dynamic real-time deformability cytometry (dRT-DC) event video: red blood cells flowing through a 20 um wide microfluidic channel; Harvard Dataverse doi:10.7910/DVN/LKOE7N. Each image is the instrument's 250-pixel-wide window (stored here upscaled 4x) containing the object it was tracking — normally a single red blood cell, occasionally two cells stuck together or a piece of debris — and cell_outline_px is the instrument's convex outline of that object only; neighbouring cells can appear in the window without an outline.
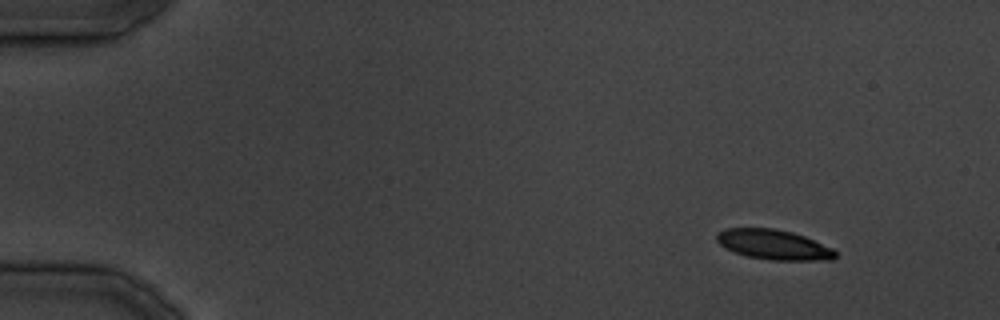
{"species": "common noctule bat (a hibernating species)", "species_latin": "Nyctalus noctula", "temperature_condition": "cold", "stored_images_in_passage": 34, "camera_frame_rate_fps": 3000, "um_per_image_px": 0.085, "animal": {"sex": "male", "body_mass_g": 19.5, "forearm_length_mm": 54.6}, "frame": {"image": 1, "passage_image": 1, "time_ms": 0.0, "image_size_px": [1000, 320], "cell_outline_px": [[836, 256], [832, 260], [772, 260], [748, 256], [724, 248], [716, 240], [716, 232], [724, 228], [772, 228], [792, 232], [804, 236], [832, 248], [836, 252]], "centroid_in_image_um": [65.73, 20.78], "position_along_channel_um": 19.3, "area_um2": 20.63}}
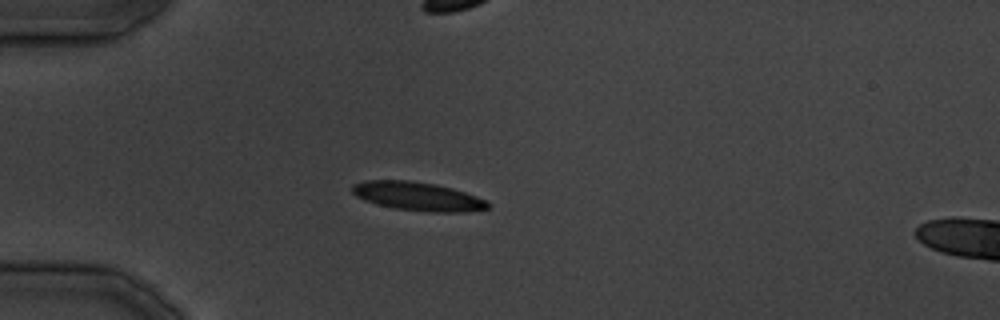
{"frame": {"image": 2, "passage_image": 8, "time_ms": 8.0, "image_size_px": [1000, 320], "cell_outline_px": [[492, 204], [488, 208], [468, 212], [428, 212], [396, 208], [376, 204], [364, 200], [356, 196], [352, 192], [352, 184], [364, 180], [408, 180], [436, 184], [452, 188], [488, 200]], "centroid_in_image_um": [35.53, 16.69], "position_along_channel_um": 49.5, "area_um2": 22.83}}
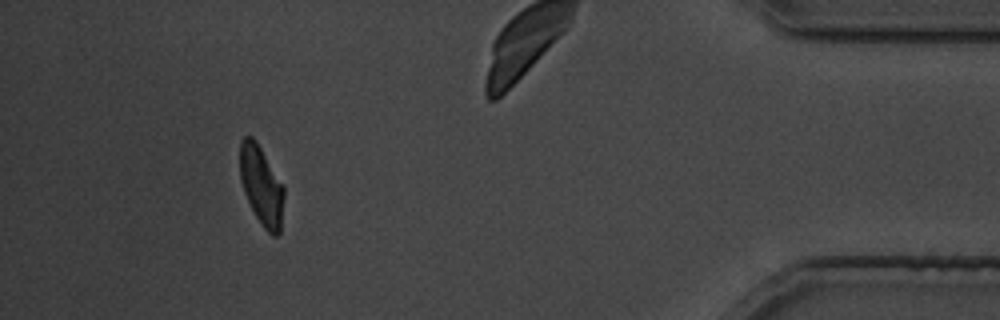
{"frame": {"image": 3, "passage_image": 31, "time_ms": 37.0, "image_size_px": [1000, 320], "cell_outline_px": [[284, 196], [280, 232], [276, 236], [272, 236], [264, 228], [256, 216], [244, 192], [240, 180], [240, 140], [244, 136], [252, 136], [256, 140], [284, 184]], "centroid_in_image_um": [22.23, 15.74], "position_along_channel_um": 413.0, "area_um2": 20.46}}